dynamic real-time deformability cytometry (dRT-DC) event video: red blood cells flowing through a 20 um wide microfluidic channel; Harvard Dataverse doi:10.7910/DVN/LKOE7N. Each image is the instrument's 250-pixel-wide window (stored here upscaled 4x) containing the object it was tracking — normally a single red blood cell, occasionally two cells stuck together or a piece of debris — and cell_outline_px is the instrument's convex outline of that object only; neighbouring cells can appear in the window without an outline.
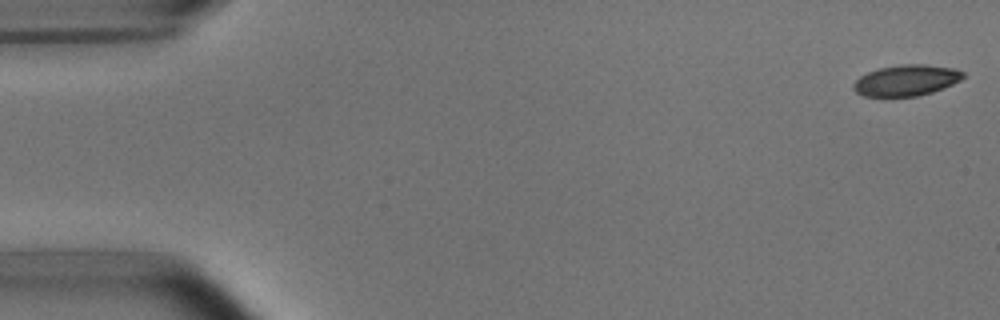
{"species": "common noctule bat (a hibernating species)", "species_latin": "Nyctalus noctula", "temperature_condition": "room temperature", "stored_images_in_passage": 5, "camera_frame_rate_fps": 3000, "um_per_image_px": 0.085, "animal": {"sex": "male", "body_mass_g": 15.6}, "frame": {"image": 1, "passage_image": 1, "time_ms": 0.0, "image_size_px": [1000, 320], "cell_outline_px": [[964, 76], [960, 80], [944, 88], [932, 92], [916, 96], [864, 96], [856, 92], [852, 88], [852, 84], [860, 76], [868, 72], [880, 68], [900, 64], [924, 64], [956, 68], [964, 72]], "centroid_in_image_um": [77.04, 6.82], "position_along_channel_um": 8.0, "area_um2": 19.83}}
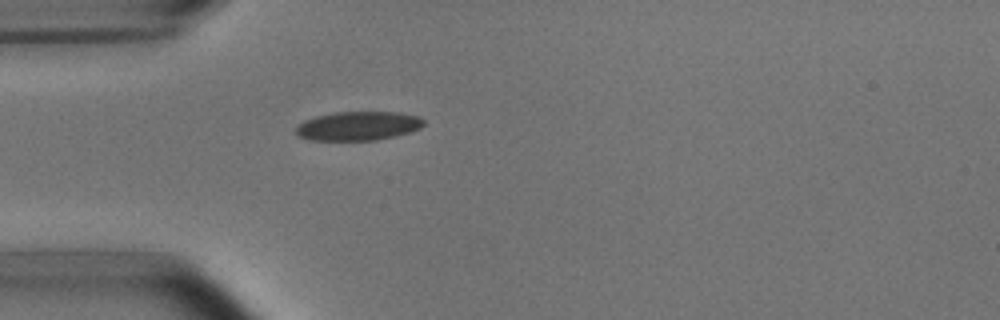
{"frame": {"image": 2, "passage_image": 5, "time_ms": 4.667, "image_size_px": [1000, 320], "cell_outline_px": [[424, 124], [420, 128], [396, 136], [376, 140], [312, 140], [300, 136], [296, 132], [296, 128], [304, 120], [316, 116], [336, 112], [396, 112], [416, 116], [424, 120]], "centroid_in_image_um": [30.45, 10.7], "position_along_channel_um": 54.6, "area_um2": 21.33}}